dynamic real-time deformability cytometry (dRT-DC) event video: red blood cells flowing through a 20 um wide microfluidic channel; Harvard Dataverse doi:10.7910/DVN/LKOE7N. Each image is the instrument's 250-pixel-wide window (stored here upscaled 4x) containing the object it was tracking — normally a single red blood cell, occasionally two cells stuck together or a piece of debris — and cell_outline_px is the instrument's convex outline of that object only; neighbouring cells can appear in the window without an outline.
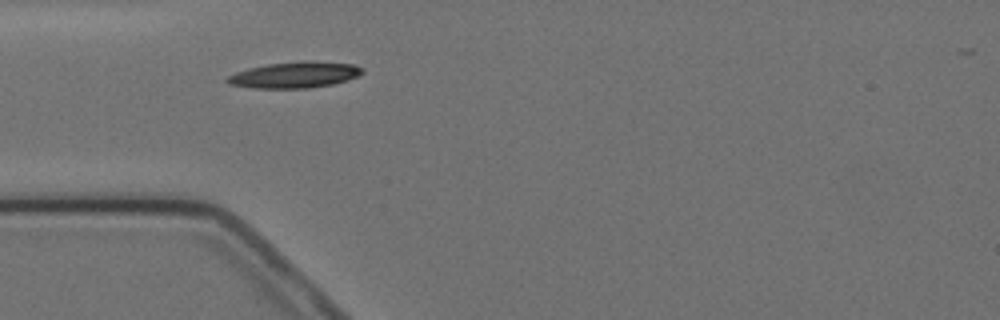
{"species": "Egyptian fruit bat (a non-hibernating species)", "species_latin": "Rousettus aegyptiacus", "temperature_condition": "cold", "stored_images_in_passage": 5, "camera_frame_rate_fps": 3000, "um_per_image_px": 0.085, "animal": {"sex": "female"}, "frame": {"image": 1, "passage_image": 4, "time_ms": 4.333, "image_size_px": [1000, 320], "cell_outline_px": [[364, 72], [360, 76], [348, 80], [332, 84], [308, 88], [256, 88], [228, 84], [224, 80], [228, 76], [236, 72], [248, 68], [268, 64], [304, 60], [312, 60], [356, 64], [364, 68]], "centroid_in_image_um": [25.11, 6.35], "position_along_channel_um": 59.9, "area_um2": 20.87}}
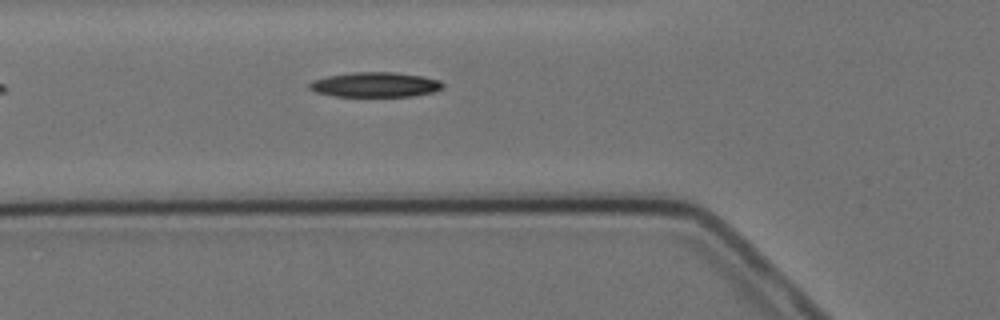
{"frame": {"image": 2, "passage_image": 5, "time_ms": 5.333, "image_size_px": [1000, 320], "cell_outline_px": [[444, 88], [432, 92], [412, 96], [332, 96], [316, 92], [308, 88], [308, 84], [312, 80], [328, 76], [352, 72], [396, 72], [424, 76], [440, 80], [444, 84]], "centroid_in_image_um": [31.9, 7.19], "position_along_channel_um": 93.9, "area_um2": 19.48}}